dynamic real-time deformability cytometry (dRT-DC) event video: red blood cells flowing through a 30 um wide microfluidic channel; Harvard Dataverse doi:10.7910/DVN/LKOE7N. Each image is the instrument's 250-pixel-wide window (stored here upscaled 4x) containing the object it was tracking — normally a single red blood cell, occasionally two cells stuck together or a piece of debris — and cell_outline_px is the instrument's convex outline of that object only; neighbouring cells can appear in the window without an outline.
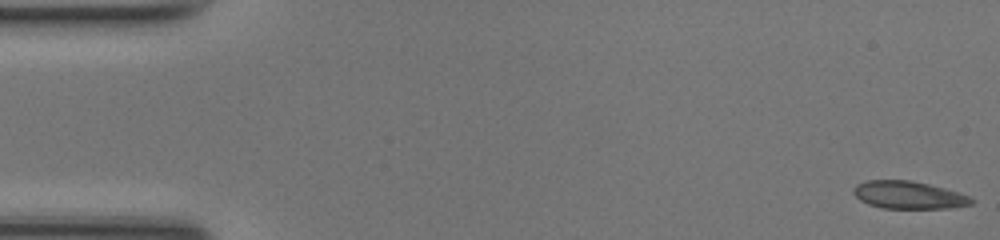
{"species": "common noctule bat (a hibernating species)", "species_latin": "Nyctalus noctula", "temperature_condition": "room temperature", "stored_images_in_passage": 49, "camera_frame_rate_fps": 3000, "um_per_image_px": 0.085, "animal": {"sex": "female", "body_mass_g": 17.0, "forearm_length_mm": 48.0}, "frame": {"image": 1, "passage_image": 1, "time_ms": 0.0, "image_size_px": [1000, 240], "cell_outline_px": [[976, 200], [972, 204], [948, 208], [880, 208], [868, 204], [860, 200], [852, 192], [852, 188], [856, 184], [868, 180], [912, 180], [944, 188], [968, 196]], "centroid_in_image_um": [77.19, 16.57], "position_along_channel_um": 7.8, "area_um2": 18.96}}
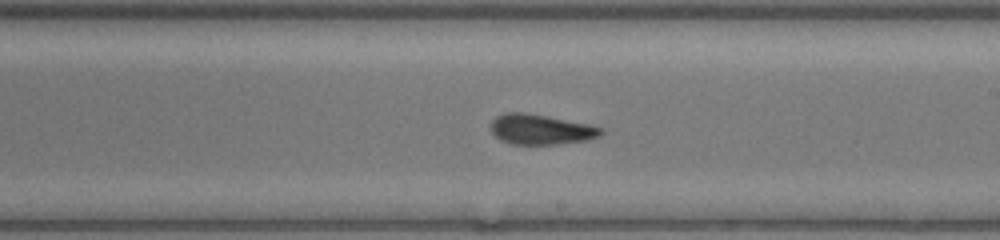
{"frame": {"image": 2, "passage_image": 28, "time_ms": 9.0, "image_size_px": [1000, 240], "cell_outline_px": [[604, 132], [600, 136], [588, 140], [556, 144], [512, 144], [500, 140], [492, 132], [492, 120], [496, 116], [504, 112], [524, 112], [588, 124], [604, 128]], "centroid_in_image_um": [45.98, 11.0], "position_along_channel_um": 243.0, "area_um2": 19.31}}
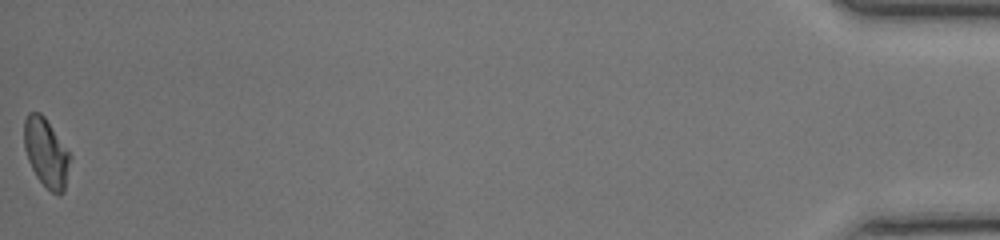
{"frame": {"image": 3, "passage_image": 49, "time_ms": 16.0, "image_size_px": [1000, 240], "cell_outline_px": [[72, 156], [64, 192], [60, 196], [56, 196], [36, 176], [28, 160], [24, 148], [24, 120], [28, 112], [40, 112], [44, 116]], "centroid_in_image_um": [3.94, 13.0], "position_along_channel_um": 431.3, "area_um2": 18.5}, "authors_computed_cell_mechanics": {"area_um2": 19.2474, "velocity_mm_per_s": 4.23, "shape_relaxation_time_tau1_ms": 5.2763, "shape_relaxation_time_tau2_ms": 0.8416, "deformation_change_tau1": 0.1639, "deformation_change_tau2": 0.0708}}